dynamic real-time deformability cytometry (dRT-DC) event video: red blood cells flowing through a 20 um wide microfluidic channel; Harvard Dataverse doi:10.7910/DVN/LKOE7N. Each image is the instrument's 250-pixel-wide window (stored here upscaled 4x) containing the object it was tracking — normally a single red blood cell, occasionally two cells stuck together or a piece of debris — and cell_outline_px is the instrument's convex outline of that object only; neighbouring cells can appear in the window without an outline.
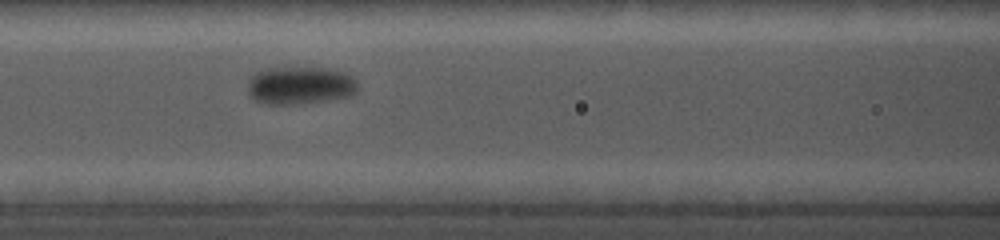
{"species": "common noctule bat (a hibernating species)", "species_latin": "Nyctalus noctula", "temperature_condition": "cold", "stored_images_in_passage": 13, "camera_frame_rate_fps": 5000, "um_per_image_px": 0.085, "animal": {"sex": "female", "body_mass_g": 19.0, "forearm_length_mm": 56.7}, "frame": {"image": 1, "passage_image": 6, "time_ms": 3.8, "image_size_px": [1000, 240], "cell_outline_px": [[356, 92], [348, 96], [292, 104], [264, 104], [256, 100], [248, 92], [248, 80], [256, 72], [268, 68], [320, 68], [336, 72], [348, 76], [356, 80]], "centroid_in_image_um": [25.41, 7.27], "position_along_channel_um": 141.2, "area_um2": 23.35}}
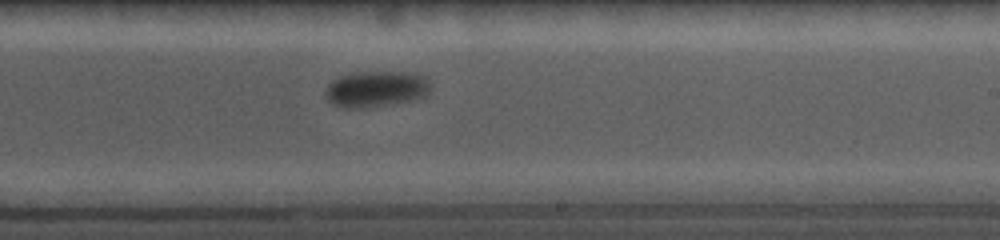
{"frame": {"image": 2, "passage_image": 10, "time_ms": 7.0, "image_size_px": [1000, 240], "cell_outline_px": [[432, 84], [428, 96], [416, 100], [368, 108], [344, 108], [332, 104], [328, 100], [328, 84], [332, 80], [340, 76], [356, 72], [416, 72], [428, 76]], "centroid_in_image_um": [32.09, 7.56], "position_along_channel_um": 256.9, "area_um2": 22.66}}
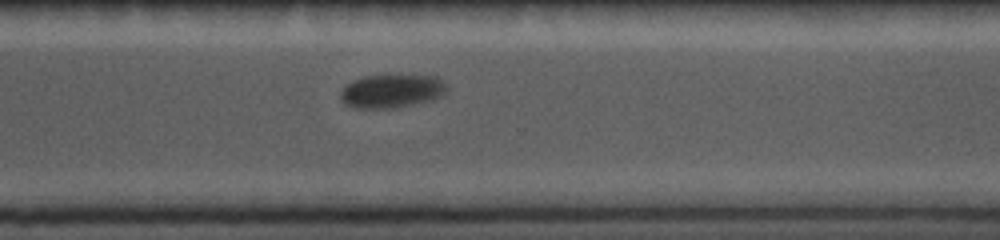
{"frame": {"image": 3, "passage_image": 13, "time_ms": 9.2, "image_size_px": [1000, 240], "cell_outline_px": [[448, 84], [444, 96], [432, 100], [392, 108], [356, 108], [344, 104], [340, 100], [340, 92], [352, 80], [364, 76], [400, 72], [432, 76]], "centroid_in_image_um": [33.31, 7.69], "position_along_channel_um": 337.3, "area_um2": 21.56}}